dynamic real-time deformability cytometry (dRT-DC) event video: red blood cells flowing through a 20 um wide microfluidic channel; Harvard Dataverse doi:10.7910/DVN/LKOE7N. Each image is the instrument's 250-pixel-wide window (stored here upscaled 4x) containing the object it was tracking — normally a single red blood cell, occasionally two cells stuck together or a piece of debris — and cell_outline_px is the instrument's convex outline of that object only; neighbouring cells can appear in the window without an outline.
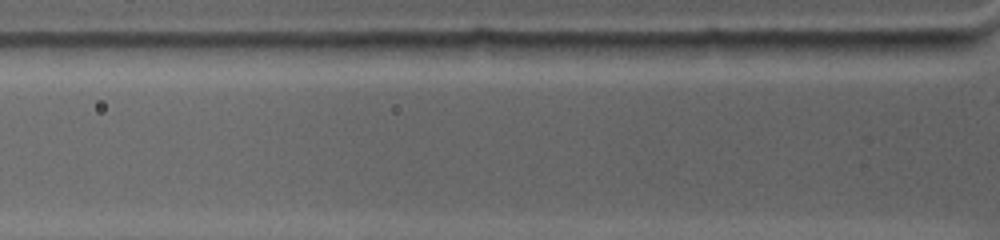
{"species": "common noctule bat (a hibernating species)", "species_latin": "Nyctalus noctula", "temperature_condition": "warm", "stored_images_in_passage": 2, "camera_frame_rate_fps": 4500, "um_per_image_px": 0.085, "animal": {"sex": "female", "body_mass_g": 19.0, "forearm_length_mm": 53.3}, "frame": {"image": 1, "passage_image": 2, "time_ms": 0.222, "image_size_px": [1000, 240], "cell_outline_px": [[976, 44], [968, 48], [896, 56], [868, 52], [848, 40], [968, 40]], "centroid_in_image_um": [77.41, 3.93], "position_along_channel_um": 48.4, "area_um2": 10.17}}